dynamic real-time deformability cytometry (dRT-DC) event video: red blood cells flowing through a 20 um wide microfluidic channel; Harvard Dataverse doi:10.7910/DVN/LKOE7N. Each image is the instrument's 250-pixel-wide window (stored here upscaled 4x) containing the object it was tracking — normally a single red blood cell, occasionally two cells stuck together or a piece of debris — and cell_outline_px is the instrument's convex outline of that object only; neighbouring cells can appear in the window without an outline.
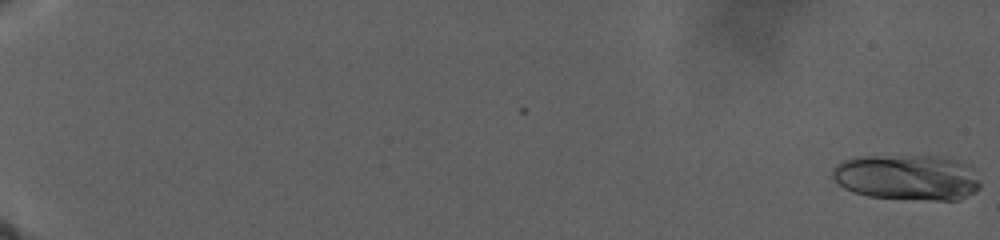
{"species": "human", "species_latin": "Homo sapiens", "temperature_condition": "warm", "stored_images_in_passage": 61, "camera_frame_rate_fps": 3000, "um_per_image_px": 0.085, "donor": {"sex": "male"}, "frame": {"image": 1, "passage_image": 1, "time_ms": 0.0, "image_size_px": [1000, 240], "cell_outline_px": [[980, 188], [976, 192], [960, 200], [932, 200], [868, 196], [852, 192], [844, 188], [832, 176], [832, 168], [836, 164], [844, 160], [864, 156], [936, 156], [952, 160], [964, 164], [972, 168], [980, 184]], "centroid_in_image_um": [77.1, 15.09], "position_along_channel_um": 7.9, "area_um2": 39.13}}
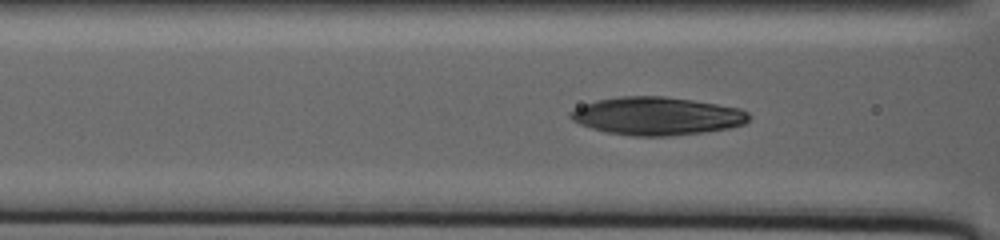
{"frame": {"image": 2, "passage_image": 35, "time_ms": 20.0, "image_size_px": [1000, 240], "cell_outline_px": [[748, 120], [744, 124], [732, 128], [704, 132], [668, 136], [632, 136], [604, 132], [580, 124], [572, 120], [568, 116], [576, 108], [584, 104], [596, 100], [624, 96], [664, 96], [692, 100], [716, 104], [736, 108], [748, 112]], "centroid_in_image_um": [55.82, 9.87], "position_along_channel_um": 110.8, "area_um2": 39.36}}
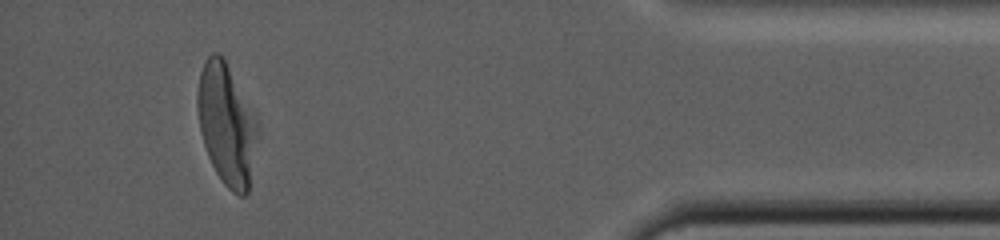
{"frame": {"image": 3, "passage_image": 59, "time_ms": 39.333, "image_size_px": [1000, 240], "cell_outline_px": [[248, 192], [244, 196], [240, 196], [232, 192], [224, 184], [216, 172], [208, 156], [200, 132], [196, 108], [196, 92], [200, 72], [204, 60], [212, 52], [216, 52], [224, 60], [228, 68], [244, 120], [248, 164]], "centroid_in_image_um": [18.91, 10.56], "position_along_channel_um": 416.3, "area_um2": 35.84}}